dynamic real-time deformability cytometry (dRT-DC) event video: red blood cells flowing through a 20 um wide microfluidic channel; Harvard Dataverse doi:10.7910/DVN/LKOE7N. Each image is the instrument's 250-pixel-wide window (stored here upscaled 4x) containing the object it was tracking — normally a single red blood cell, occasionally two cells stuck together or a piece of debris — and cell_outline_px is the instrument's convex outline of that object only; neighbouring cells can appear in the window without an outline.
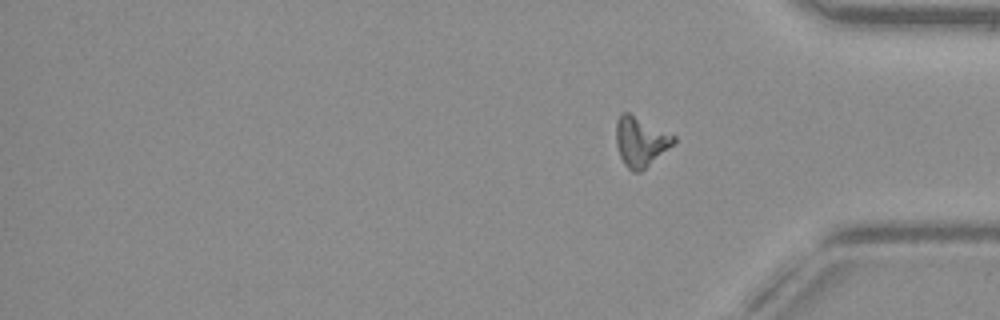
{"species": "common noctule bat (a hibernating species)", "species_latin": "Nyctalus noctula", "temperature_condition": "warm", "stored_images_in_passage": 57, "segment_of_instrument_passage": [2, 2], "camera_frame_rate_fps": 3000, "um_per_image_px": 0.085, "animal": {"sex": "female", "body_mass_g": 19.3, "forearm_length_mm": 54.1}, "frame": {"image": 1, "passage_image": 57, "time_ms": 18.667, "image_size_px": [1000, 320], "cell_outline_px": [[676, 140], [668, 148], [640, 172], [632, 172], [624, 164], [620, 156], [616, 144], [616, 120], [620, 112], [628, 112], [676, 136]], "centroid_in_image_um": [54.41, 12.01], "position_along_channel_um": 380.8, "area_um2": 16.47}}